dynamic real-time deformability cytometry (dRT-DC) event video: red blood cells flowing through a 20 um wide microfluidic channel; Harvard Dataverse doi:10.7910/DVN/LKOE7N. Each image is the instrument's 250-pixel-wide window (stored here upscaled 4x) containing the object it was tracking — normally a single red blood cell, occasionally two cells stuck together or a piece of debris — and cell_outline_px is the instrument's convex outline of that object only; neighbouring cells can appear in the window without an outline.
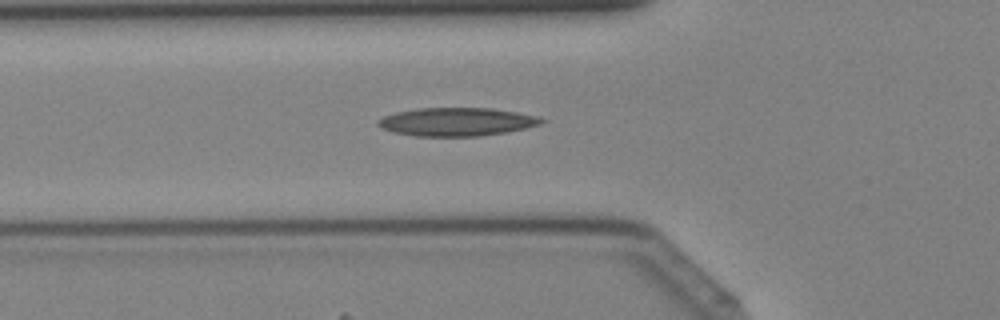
{"species": "Egyptian fruit bat (a non-hibernating species)", "species_latin": "Rousettus aegyptiacus", "temperature_condition": "cold", "stored_images_in_passage": 30, "camera_frame_rate_fps": 3000, "um_per_image_px": 0.085, "animal": {"sex": "female"}, "frame": {"image": 1, "passage_image": 3, "time_ms": 0.667, "image_size_px": [1000, 320], "cell_outline_px": [[544, 120], [540, 124], [524, 128], [504, 132], [480, 136], [416, 136], [396, 132], [384, 128], [376, 124], [376, 120], [384, 116], [396, 112], [416, 108], [492, 108], [516, 112], [536, 116]], "centroid_in_image_um": [38.78, 10.34], "position_along_channel_um": 87.0, "area_um2": 26.65}}
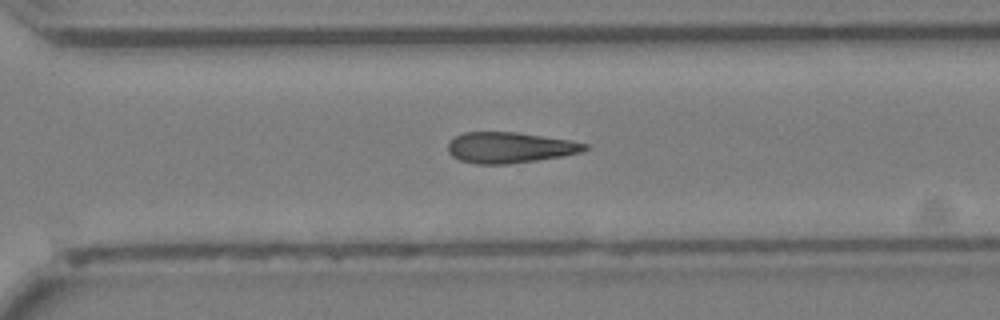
{"frame": {"image": 2, "passage_image": 18, "time_ms": 5.667, "image_size_px": [1000, 320], "cell_outline_px": [[588, 148], [580, 152], [560, 156], [536, 160], [508, 164], [476, 164], [460, 160], [452, 156], [448, 152], [448, 144], [456, 136], [464, 132], [516, 132], [572, 140], [588, 144]], "centroid_in_image_um": [43.32, 12.54], "position_along_channel_um": 327.3, "area_um2": 24.45}}
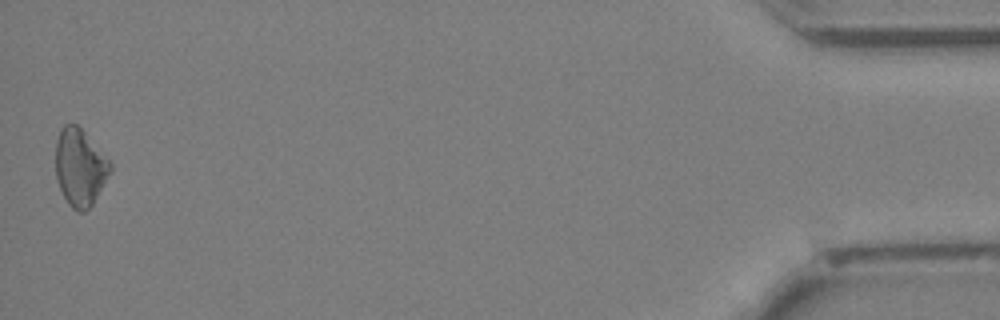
{"frame": {"image": 3, "passage_image": 30, "time_ms": 9.667, "image_size_px": [1000, 320], "cell_outline_px": [[112, 172], [92, 204], [84, 212], [76, 212], [68, 204], [60, 188], [56, 176], [56, 140], [60, 128], [64, 124], [76, 124], [84, 132], [112, 164]], "centroid_in_image_um": [6.79, 14.24], "position_along_channel_um": 428.4, "area_um2": 24.45}}